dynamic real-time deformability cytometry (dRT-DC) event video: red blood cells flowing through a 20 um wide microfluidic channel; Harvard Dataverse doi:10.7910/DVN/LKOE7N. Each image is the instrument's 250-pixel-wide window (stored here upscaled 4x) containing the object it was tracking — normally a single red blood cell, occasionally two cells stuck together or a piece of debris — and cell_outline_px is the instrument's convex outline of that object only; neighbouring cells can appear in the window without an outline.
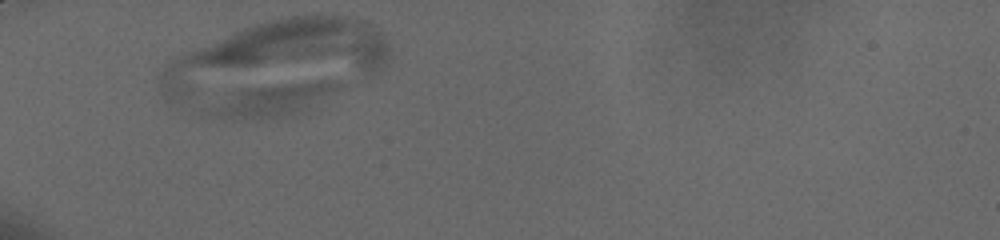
{"species": "human", "species_latin": "Homo sapiens", "temperature_condition": "cold", "stored_images_in_passage": 31, "camera_frame_rate_fps": 3000, "um_per_image_px": 0.085, "donor": {"sex": "male"}, "frame": {"image": 1, "passage_image": 1, "time_ms": 0.0, "image_size_px": [1000, 240], "cell_outline_px": [[344, 88], [304, 112], [296, 116], [256, 120], [232, 120], [200, 112], [200, 108], [240, 88], [320, 80], [332, 80], [344, 84]], "centroid_in_image_um": [23.14, 8.54], "position_along_channel_um": 61.9, "area_um2": 26.3}}